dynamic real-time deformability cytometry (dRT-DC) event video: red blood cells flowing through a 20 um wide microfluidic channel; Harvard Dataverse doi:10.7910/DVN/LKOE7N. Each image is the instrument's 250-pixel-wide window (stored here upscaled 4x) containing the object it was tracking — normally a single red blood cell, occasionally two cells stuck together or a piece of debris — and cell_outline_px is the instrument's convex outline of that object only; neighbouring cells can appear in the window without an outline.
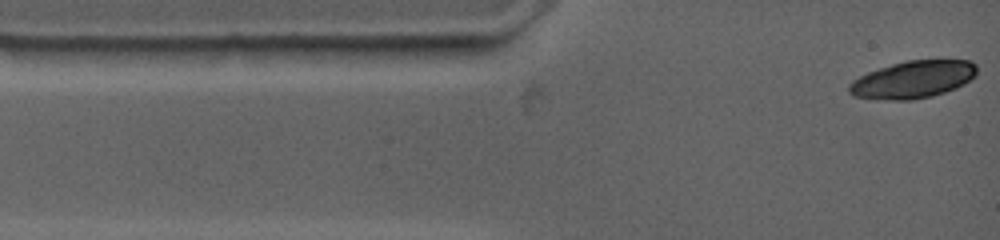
{"species": "common noctule bat (a hibernating species)", "species_latin": "Nyctalus noctula", "temperature_condition": "warm", "stored_images_in_passage": 3, "segment_of_instrument_passage": [2, 2], "camera_frame_rate_fps": 4500, "um_per_image_px": 0.085, "animal": {"sex": "female", "body_mass_g": 19.0, "forearm_length_mm": 53.3}, "frame": {"image": 1, "passage_image": 3, "time_ms": 1.778, "image_size_px": [1000, 240], "cell_outline_px": [[976, 76], [964, 84], [956, 88], [932, 96], [912, 100], [892, 100], [852, 96], [848, 92], [848, 84], [852, 80], [868, 72], [892, 64], [908, 60], [968, 60], [976, 64]], "centroid_in_image_um": [77.6, 6.76], "position_along_channel_um": 7.4, "area_um2": 27.8}}